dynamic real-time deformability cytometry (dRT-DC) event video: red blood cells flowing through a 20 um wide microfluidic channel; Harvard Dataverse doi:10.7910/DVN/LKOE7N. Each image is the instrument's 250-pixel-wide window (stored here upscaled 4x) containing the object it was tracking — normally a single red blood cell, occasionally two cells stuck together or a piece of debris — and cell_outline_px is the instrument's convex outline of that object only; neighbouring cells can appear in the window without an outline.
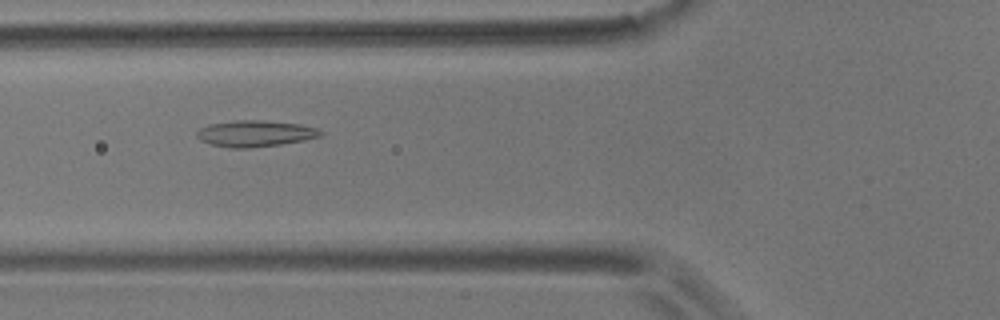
{"species": "common noctule bat (a hibernating species)", "species_latin": "Nyctalus noctula", "temperature_condition": "room temperature", "stored_images_in_passage": 45, "camera_frame_rate_fps": 3000, "um_per_image_px": 0.085, "animal": {"sex": "male", "body_mass_g": 17.9}, "frame": {"image": 1, "passage_image": 10, "time_ms": 3.0, "image_size_px": [1000, 320], "cell_outline_px": [[324, 132], [320, 136], [304, 140], [280, 144], [248, 148], [228, 148], [212, 144], [200, 140], [196, 136], [196, 132], [200, 128], [208, 124], [236, 120], [260, 120], [300, 124], [316, 128]], "centroid_in_image_um": [21.66, 11.35], "position_along_channel_um": 104.1, "area_um2": 18.9}}
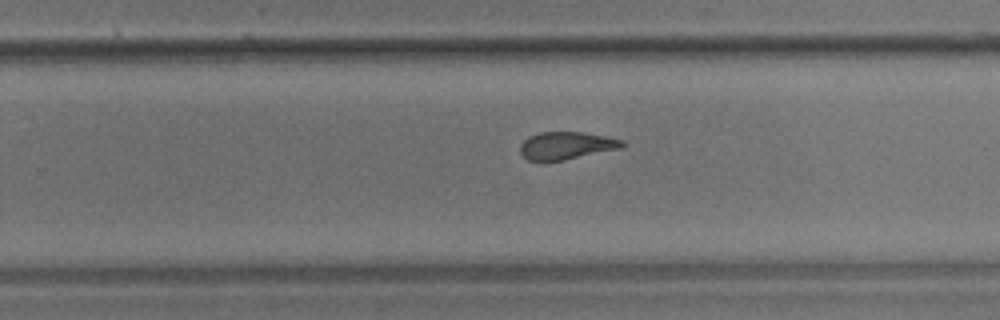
{"frame": {"image": 2, "passage_image": 25, "time_ms": 8.0, "image_size_px": [1000, 320], "cell_outline_px": [[628, 144], [624, 148], [564, 160], [540, 164], [528, 160], [520, 152], [520, 144], [528, 136], [540, 132], [584, 132], [624, 140]], "centroid_in_image_um": [48.14, 12.4], "position_along_channel_um": 281.7, "area_um2": 17.05}}
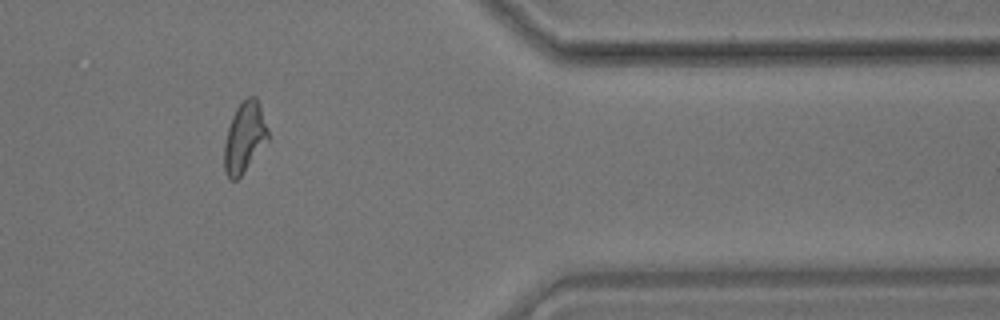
{"frame": {"image": 3, "passage_image": 36, "time_ms": 11.667, "image_size_px": [1000, 320], "cell_outline_px": [[268, 140], [240, 176], [236, 180], [232, 180], [224, 172], [224, 144], [228, 128], [232, 116], [236, 108], [248, 96], [256, 96], [260, 104], [268, 128]], "centroid_in_image_um": [20.78, 11.65], "position_along_channel_um": 390.6, "area_um2": 17.8}, "authors_computed_cell_mechanics": {"area_um2": 17.8024, "velocity_mm_per_s": 3.5465, "shape_relaxation_time_tau1_ms": 5.7468, "shape_relaxation_time_tau2_ms": 1.6976, "deformation_change_tau1": 0.1615, "deformation_change_tau2": 0.0808}}